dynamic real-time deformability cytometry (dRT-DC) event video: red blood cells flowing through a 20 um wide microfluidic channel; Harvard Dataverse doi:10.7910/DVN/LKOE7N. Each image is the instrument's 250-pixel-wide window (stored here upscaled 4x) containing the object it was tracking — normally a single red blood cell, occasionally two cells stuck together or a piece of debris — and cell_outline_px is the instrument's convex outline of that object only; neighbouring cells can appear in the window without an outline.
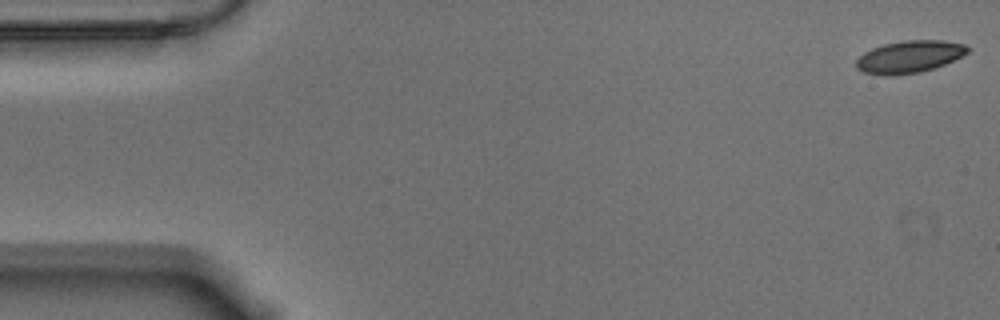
{"species": "Egyptian fruit bat (a non-hibernating species)", "species_latin": "Rousettus aegyptiacus", "temperature_condition": "warm", "stored_images_in_passage": 57, "camera_frame_rate_fps": 3000, "um_per_image_px": 0.085, "animal": {"sex": "male"}, "frame": {"image": 1, "passage_image": 1, "time_ms": 0.0, "image_size_px": [1000, 320], "cell_outline_px": [[972, 48], [968, 52], [944, 64], [920, 72], [896, 76], [884, 76], [864, 72], [856, 68], [856, 60], [864, 52], [872, 48], [884, 44], [904, 40], [944, 40], [964, 44]], "centroid_in_image_um": [77.28, 4.82], "position_along_channel_um": 7.7, "area_um2": 20.98}}
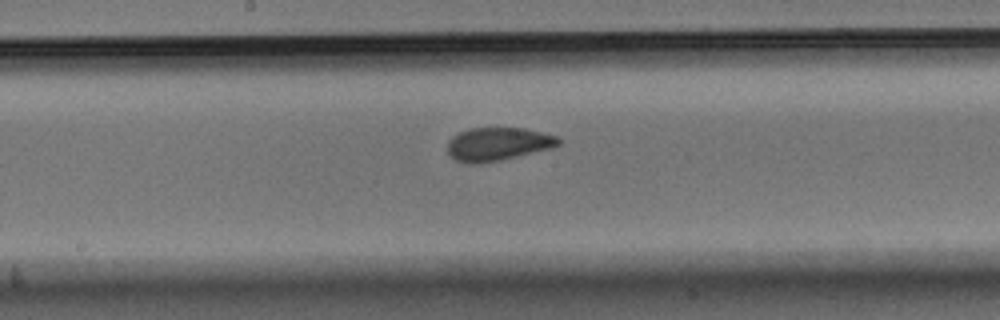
{"frame": {"image": 2, "passage_image": 29, "time_ms": 9.333, "image_size_px": [1000, 320], "cell_outline_px": [[560, 144], [552, 148], [500, 160], [480, 164], [468, 164], [456, 160], [448, 152], [448, 140], [452, 136], [468, 128], [524, 128], [556, 136], [560, 140]], "centroid_in_image_um": [42.29, 12.25], "position_along_channel_um": 205.9, "area_um2": 21.44}}
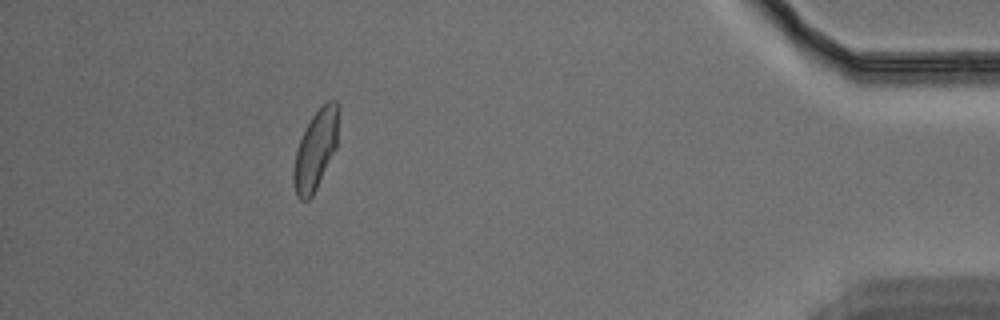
{"frame": {"image": 3, "passage_image": 51, "time_ms": 16.667, "image_size_px": [1000, 320], "cell_outline_px": [[340, 108], [336, 148], [312, 196], [308, 200], [300, 200], [296, 196], [292, 180], [292, 172], [296, 152], [300, 140], [312, 116], [328, 100], [336, 100]], "centroid_in_image_um": [26.83, 12.73], "position_along_channel_um": 408.4, "area_um2": 20.69}, "authors_computed_cell_mechanics": {"area_um2": 21.2126, "velocity_mm_per_s": 3.5357, "shape_relaxation_time_tau1_ms": 5.0779, "shape_relaxation_time_tau2_ms": 0.949, "deformation_change_tau1": 0.1313, "deformation_change_tau2": 0.0655}}